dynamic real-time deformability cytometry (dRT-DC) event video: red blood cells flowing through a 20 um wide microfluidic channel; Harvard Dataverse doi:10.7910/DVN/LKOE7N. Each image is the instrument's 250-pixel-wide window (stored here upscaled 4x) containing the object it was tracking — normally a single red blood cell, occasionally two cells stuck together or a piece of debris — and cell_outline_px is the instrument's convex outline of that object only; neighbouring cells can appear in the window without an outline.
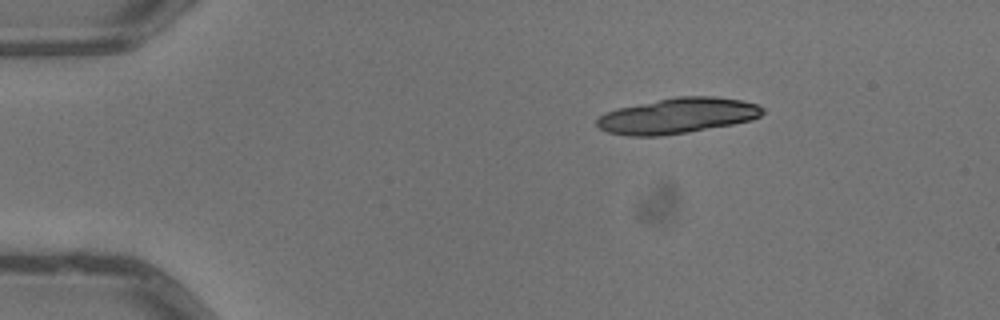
{"species": "common noctule bat (a hibernating species)", "species_latin": "Nyctalus noctula", "temperature_condition": "warm", "stored_images_in_passage": 5, "camera_frame_rate_fps": 3000, "um_per_image_px": 0.085, "animal": {"sex": "male", "body_mass_g": 13.3}, "frame": {"image": 1, "passage_image": 5, "time_ms": 1.333, "image_size_px": [1000, 320], "cell_outline_px": [[764, 112], [760, 116], [752, 120], [732, 124], [688, 132], [660, 136], [628, 136], [608, 132], [600, 128], [596, 124], [596, 120], [604, 112], [616, 108], [676, 96], [712, 96], [740, 100], [756, 104], [764, 108]], "centroid_in_image_um": [57.56, 9.84], "position_along_channel_um": 27.4, "area_um2": 34.33}}